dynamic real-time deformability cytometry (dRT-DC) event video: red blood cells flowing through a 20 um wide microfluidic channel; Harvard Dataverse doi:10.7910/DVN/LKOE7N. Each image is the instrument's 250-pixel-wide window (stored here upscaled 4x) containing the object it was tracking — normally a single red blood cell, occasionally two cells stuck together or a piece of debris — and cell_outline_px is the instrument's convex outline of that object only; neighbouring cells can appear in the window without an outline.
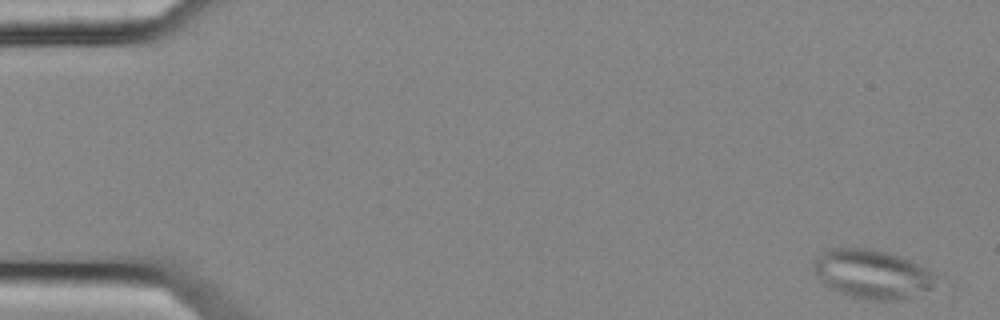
{"species": "common noctule bat (a hibernating species)", "species_latin": "Nyctalus noctula", "temperature_condition": "cold", "stored_images_in_passage": 5, "camera_frame_rate_fps": 3000, "um_per_image_px": 0.085, "animal": {"sex": "female", "body_mass_g": 25.1}, "frame": {"image": 1, "passage_image": 1, "time_ms": 0.0, "image_size_px": [1000, 320], "cell_outline_px": [[944, 276], [932, 288], [900, 300], [872, 300], [852, 296], [840, 292], [824, 284], [812, 272], [812, 260], [820, 252], [832, 248], [868, 248], [900, 256]], "centroid_in_image_um": [74.15, 23.28], "position_along_channel_um": 10.8, "area_um2": 35.26}}